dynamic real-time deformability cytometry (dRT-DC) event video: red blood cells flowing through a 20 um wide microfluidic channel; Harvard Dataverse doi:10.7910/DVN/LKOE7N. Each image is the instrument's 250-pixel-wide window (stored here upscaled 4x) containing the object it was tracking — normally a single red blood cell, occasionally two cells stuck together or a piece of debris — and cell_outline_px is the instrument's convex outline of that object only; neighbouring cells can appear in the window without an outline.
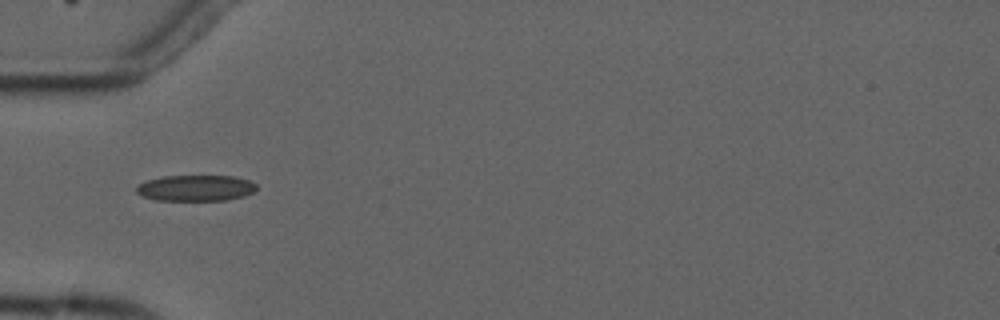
{"species": "common noctule bat (a hibernating species)", "species_latin": "Nyctalus noctula", "temperature_condition": "cold", "stored_images_in_passage": 2, "camera_frame_rate_fps": 3000, "um_per_image_px": 0.085, "animal": {"sex": "male", "forearm_length_mm": 52.5}, "frame": {"image": 1, "passage_image": 1, "time_ms": 0.0, "image_size_px": [1000, 320], "cell_outline_px": [[256, 188], [252, 192], [244, 196], [224, 200], [156, 200], [144, 196], [136, 192], [136, 188], [144, 180], [164, 176], [236, 176], [248, 180], [256, 184]], "centroid_in_image_um": [16.62, 15.97], "position_along_channel_um": 68.4, "area_um2": 18.09}}
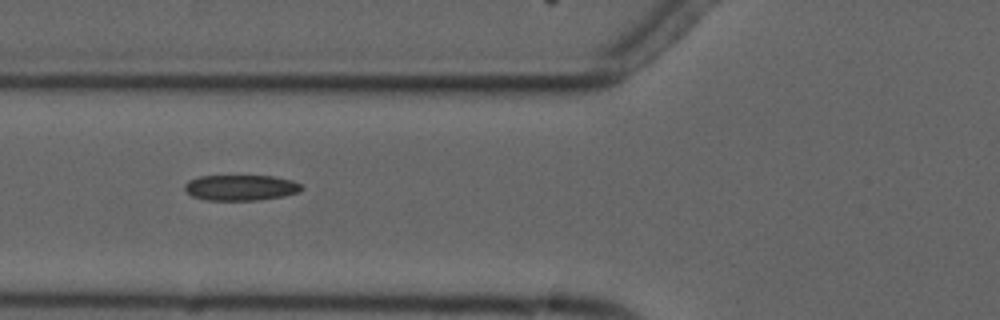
{"frame": {"image": 2, "passage_image": 2, "time_ms": 1.0, "image_size_px": [1000, 320], "cell_outline_px": [[304, 188], [300, 192], [284, 196], [260, 200], [208, 200], [192, 196], [184, 188], [184, 184], [188, 180], [200, 176], [276, 176], [292, 180], [300, 184]], "centroid_in_image_um": [20.5, 15.95], "position_along_channel_um": 105.3, "area_um2": 17.57}}